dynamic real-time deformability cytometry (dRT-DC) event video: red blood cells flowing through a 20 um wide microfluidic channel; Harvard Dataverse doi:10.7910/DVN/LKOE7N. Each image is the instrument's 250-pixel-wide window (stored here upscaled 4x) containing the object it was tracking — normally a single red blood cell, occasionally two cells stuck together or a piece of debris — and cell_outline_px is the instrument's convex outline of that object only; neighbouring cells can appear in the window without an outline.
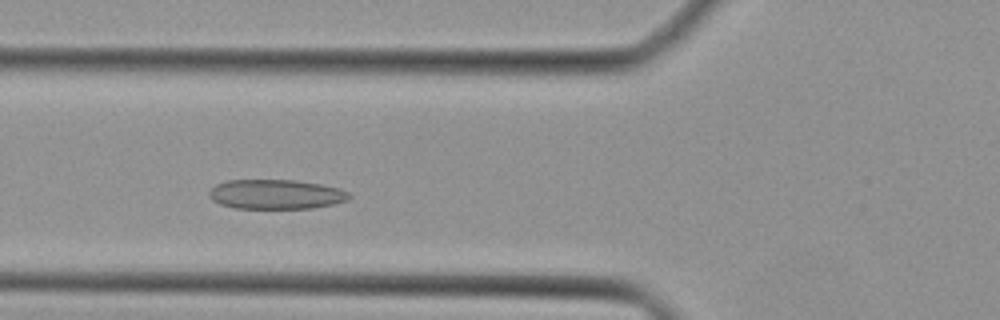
{"species": "Egyptian fruit bat (a non-hibernating species)", "species_latin": "Rousettus aegyptiacus", "temperature_condition": "cold", "stored_images_in_passage": 37, "camera_frame_rate_fps": 3000, "um_per_image_px": 0.085, "animal": {"sex": "female"}, "frame": {"image": 1, "passage_image": 9, "time_ms": 2.667, "image_size_px": [1000, 320], "cell_outline_px": [[352, 196], [348, 200], [332, 204], [312, 208], [236, 208], [220, 204], [212, 200], [208, 196], [208, 192], [216, 184], [228, 180], [296, 180], [320, 184], [340, 188], [348, 192]], "centroid_in_image_um": [23.45, 16.51], "position_along_channel_um": 102.3, "area_um2": 24.16}}
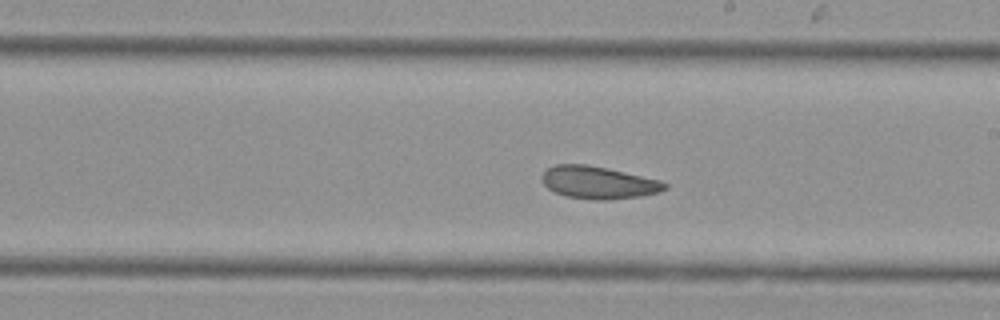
{"frame": {"image": 2, "passage_image": 18, "time_ms": 5.667, "image_size_px": [1000, 320], "cell_outline_px": [[668, 188], [660, 192], [640, 196], [608, 200], [592, 200], [564, 196], [548, 188], [544, 184], [544, 172], [548, 168], [556, 164], [588, 164], [660, 180], [668, 184]], "centroid_in_image_um": [50.9, 15.52], "position_along_channel_um": 238.1, "area_um2": 23.12}}
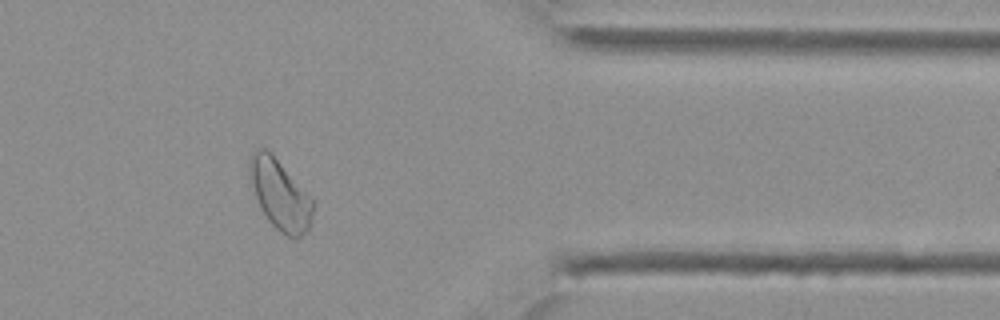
{"frame": {"image": 3, "passage_image": 29, "time_ms": 9.333, "image_size_px": [1000, 320], "cell_outline_px": [[312, 216], [308, 232], [296, 240], [280, 232], [268, 220], [256, 196], [248, 172], [248, 160], [252, 152], [260, 148], [268, 148], [272, 152], [312, 200]], "centroid_in_image_um": [23.78, 16.53], "position_along_channel_um": 387.6, "area_um2": 25.55}}